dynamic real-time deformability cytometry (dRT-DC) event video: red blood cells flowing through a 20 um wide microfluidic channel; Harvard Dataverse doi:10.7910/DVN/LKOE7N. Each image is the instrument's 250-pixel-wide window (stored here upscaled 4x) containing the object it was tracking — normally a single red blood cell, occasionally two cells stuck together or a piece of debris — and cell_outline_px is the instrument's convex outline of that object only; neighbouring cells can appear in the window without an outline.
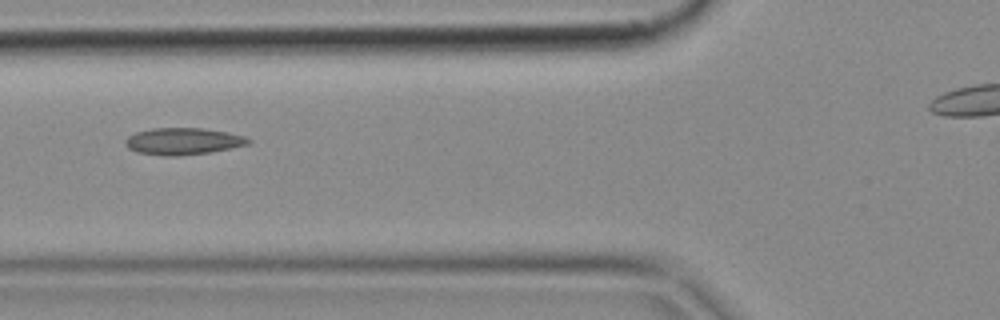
{"species": "common noctule bat (a hibernating species)", "species_latin": "Nyctalus noctula", "temperature_condition": "cold", "stored_images_in_passage": 3, "camera_frame_rate_fps": 3000, "um_per_image_px": 0.085, "animal": {"sex": "female", "body_mass_g": 18.4}, "frame": {"image": 1, "passage_image": 3, "time_ms": 0.667, "image_size_px": [1000, 320], "cell_outline_px": [[252, 140], [248, 144], [232, 148], [212, 152], [180, 156], [168, 156], [136, 152], [128, 148], [124, 144], [124, 140], [128, 136], [136, 132], [152, 128], [200, 128], [228, 132], [244, 136]], "centroid_in_image_um": [15.55, 12.01], "position_along_channel_um": 110.3, "area_um2": 19.36}}